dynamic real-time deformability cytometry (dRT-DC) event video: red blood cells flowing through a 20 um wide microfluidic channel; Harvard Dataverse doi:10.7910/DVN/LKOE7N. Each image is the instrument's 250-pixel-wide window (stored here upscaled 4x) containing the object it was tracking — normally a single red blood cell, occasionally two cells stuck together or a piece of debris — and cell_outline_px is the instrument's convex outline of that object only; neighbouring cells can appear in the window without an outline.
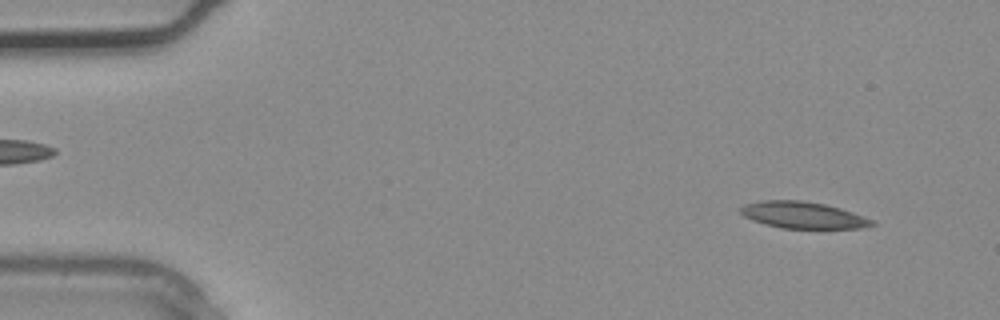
{"species": "common noctule bat (a hibernating species)", "species_latin": "Nyctalus noctula", "temperature_condition": "warm", "stored_images_in_passage": 3, "camera_frame_rate_fps": 3000, "um_per_image_px": 0.085, "animal": {"sex": "male", "body_mass_g": 20.4}, "frame": {"image": 1, "passage_image": 3, "time_ms": 0.667, "image_size_px": [1000, 320], "cell_outline_px": [[876, 224], [860, 228], [780, 228], [764, 224], [752, 220], [744, 216], [740, 212], [740, 208], [744, 204], [760, 200], [800, 200], [824, 204], [840, 208], [876, 220]], "centroid_in_image_um": [68.25, 18.28], "position_along_channel_um": 16.8, "area_um2": 20.46}}